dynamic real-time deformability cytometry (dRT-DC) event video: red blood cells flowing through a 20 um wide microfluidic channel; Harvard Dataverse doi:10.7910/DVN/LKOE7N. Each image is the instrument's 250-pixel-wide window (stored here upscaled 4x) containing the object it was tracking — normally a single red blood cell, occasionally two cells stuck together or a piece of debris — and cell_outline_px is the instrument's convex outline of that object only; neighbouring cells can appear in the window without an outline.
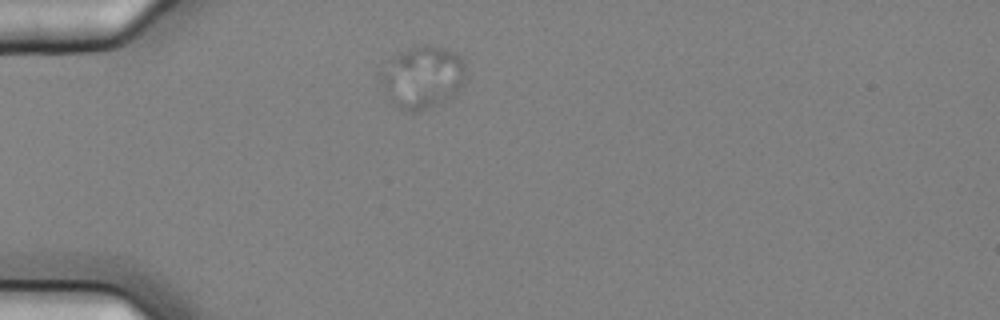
{"species": "common noctule bat (a hibernating species)", "species_latin": "Nyctalus noctula", "temperature_condition": "cold", "stored_images_in_passage": 6, "camera_frame_rate_fps": 3000, "um_per_image_px": 0.085, "animal": {"sex": "female", "body_mass_g": 25.1}, "frame": {"image": 1, "passage_image": 1, "time_ms": 0.0, "image_size_px": [1000, 320], "cell_outline_px": [[464, 84], [452, 96], [420, 112], [404, 112], [392, 104], [376, 76], [376, 72], [388, 60], [400, 52], [416, 44], [428, 44], [444, 48], [460, 56], [464, 64]], "centroid_in_image_um": [35.82, 6.55], "position_along_channel_um": 49.2, "area_um2": 31.56}}
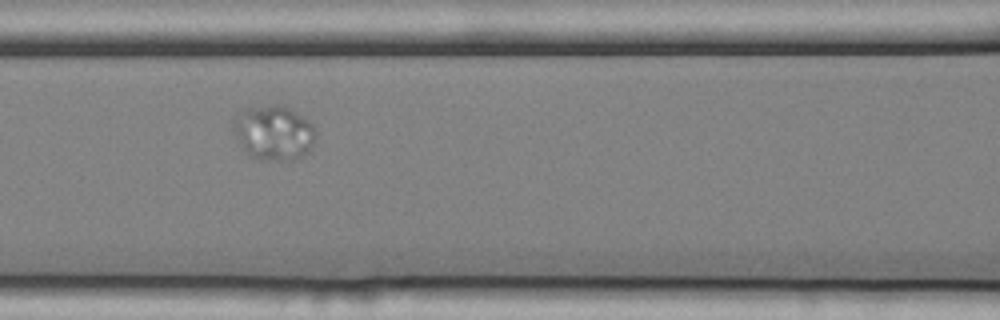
{"frame": {"image": 2, "passage_image": 4, "time_ms": 1.0, "image_size_px": [1000, 320], "cell_outline_px": [[316, 136], [308, 152], [292, 160], [260, 160], [252, 156], [240, 144], [232, 128], [232, 120], [244, 108], [272, 104], [276, 104], [288, 108], [296, 112], [308, 120], [312, 124], [316, 132]], "centroid_in_image_um": [23.25, 11.26], "position_along_channel_um": 143.3, "area_um2": 26.18}}
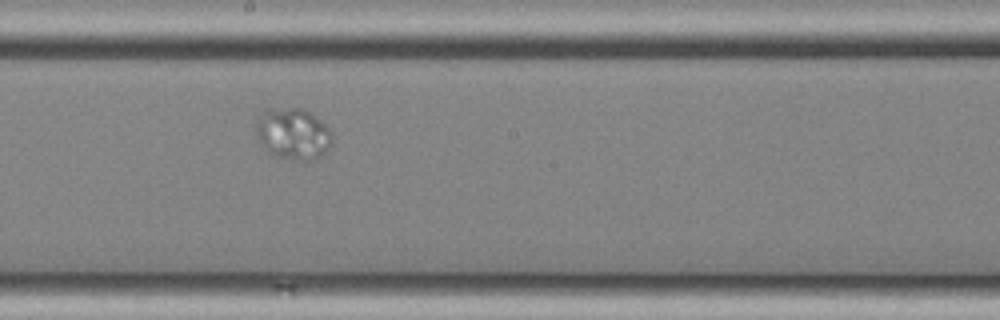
{"frame": {"image": 3, "passage_image": 6, "time_ms": 1.667, "image_size_px": [1000, 320], "cell_outline_px": [[332, 140], [328, 148], [320, 156], [308, 160], [292, 160], [272, 156], [256, 136], [256, 120], [264, 108], [304, 108], [320, 120], [332, 132]], "centroid_in_image_um": [24.87, 11.35], "position_along_channel_um": 223.3, "area_um2": 22.95}}